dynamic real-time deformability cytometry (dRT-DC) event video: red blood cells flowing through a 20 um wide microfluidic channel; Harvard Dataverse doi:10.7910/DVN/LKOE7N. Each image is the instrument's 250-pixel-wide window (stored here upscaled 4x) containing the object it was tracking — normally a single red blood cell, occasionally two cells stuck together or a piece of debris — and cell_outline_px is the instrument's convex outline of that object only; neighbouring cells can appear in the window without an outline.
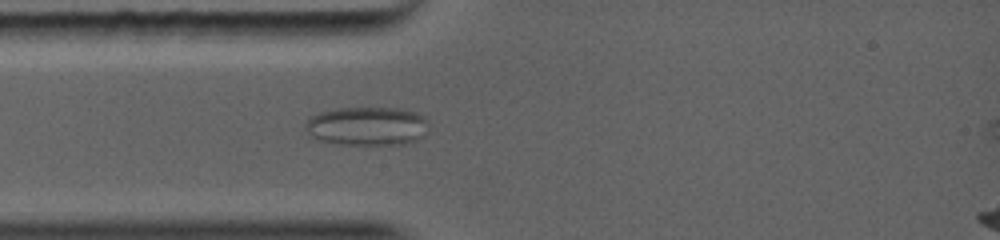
{"species": "common noctule bat (a hibernating species)", "species_latin": "Nyctalus noctula", "temperature_condition": "warm", "stored_images_in_passage": 7, "camera_frame_rate_fps": 5000, "um_per_image_px": 0.085, "animal": {"sex": "female", "body_mass_g": 19.0, "forearm_length_mm": 56.7}, "frame": {"image": 1, "passage_image": 7, "time_ms": 2.8, "image_size_px": [1000, 240], "cell_outline_px": [[416, 116], [412, 140], [404, 144], [364, 148], [332, 144], [316, 136], [312, 120], [316, 116], [324, 112], [336, 108], [396, 108], [412, 112]], "centroid_in_image_um": [31.06, 10.78], "position_along_channel_um": 53.9, "area_um2": 25.37}}